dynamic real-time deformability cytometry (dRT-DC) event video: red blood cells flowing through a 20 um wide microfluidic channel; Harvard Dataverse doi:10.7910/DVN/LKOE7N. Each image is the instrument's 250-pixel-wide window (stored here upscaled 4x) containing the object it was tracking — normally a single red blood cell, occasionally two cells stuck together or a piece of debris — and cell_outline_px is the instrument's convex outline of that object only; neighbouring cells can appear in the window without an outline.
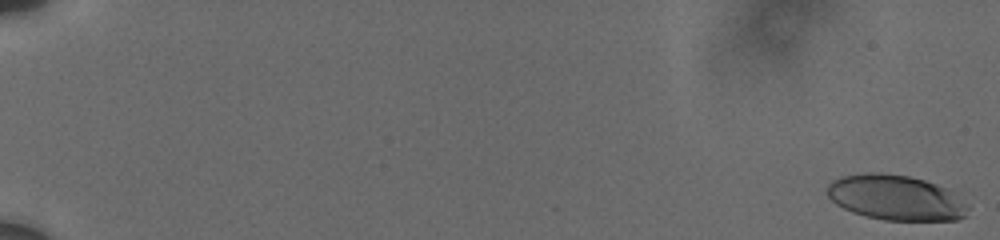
{"species": "human", "species_latin": "Homo sapiens", "temperature_condition": "cold", "stored_images_in_passage": 40, "camera_frame_rate_fps": 3000, "um_per_image_px": 0.085, "donor": {"sex": "male"}, "frame": {"image": 1, "passage_image": 1, "time_ms": 0.0, "image_size_px": [1000, 240], "cell_outline_px": [[968, 208], [964, 216], [956, 220], [884, 220], [852, 212], [836, 204], [828, 196], [828, 184], [832, 180], [840, 176], [864, 172], [880, 172], [908, 176], [924, 180], [936, 184], [952, 192]], "centroid_in_image_um": [76.08, 16.78], "position_along_channel_um": 8.9, "area_um2": 36.7}}
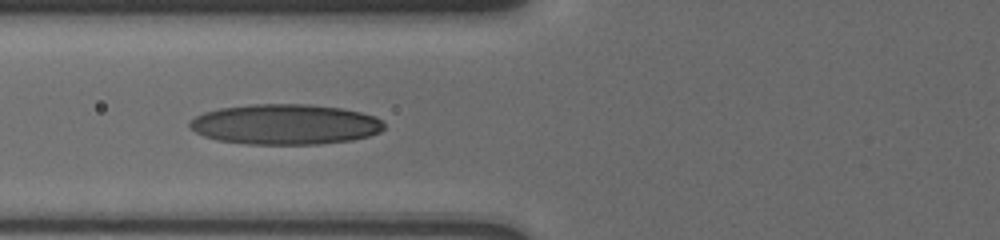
{"frame": {"image": 2, "passage_image": 25, "time_ms": 8.333, "image_size_px": [1000, 240], "cell_outline_px": [[384, 128], [380, 132], [368, 136], [352, 140], [320, 144], [248, 144], [216, 140], [204, 136], [196, 132], [188, 124], [196, 116], [204, 112], [220, 108], [252, 104], [308, 104], [340, 108], [360, 112], [372, 116], [380, 120], [384, 124]], "centroid_in_image_um": [24.23, 10.57], "position_along_channel_um": 101.6, "area_um2": 45.55}}
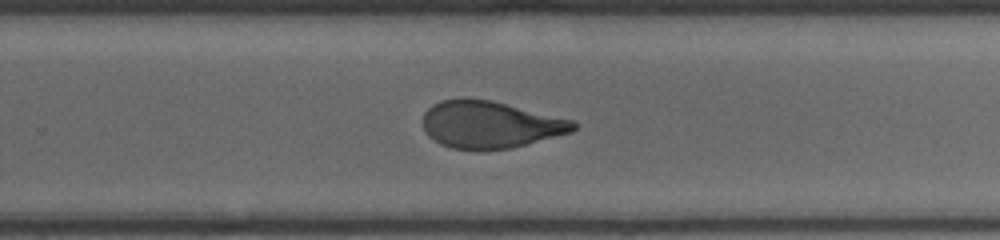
{"frame": {"image": 3, "passage_image": 40, "time_ms": 13.333, "image_size_px": [1000, 240], "cell_outline_px": [[576, 128], [572, 132], [508, 148], [452, 148], [440, 144], [428, 136], [424, 128], [424, 112], [432, 104], [440, 100], [492, 100], [572, 120], [576, 124]], "centroid_in_image_um": [41.65, 10.58], "position_along_channel_um": 288.2, "area_um2": 40.17}}